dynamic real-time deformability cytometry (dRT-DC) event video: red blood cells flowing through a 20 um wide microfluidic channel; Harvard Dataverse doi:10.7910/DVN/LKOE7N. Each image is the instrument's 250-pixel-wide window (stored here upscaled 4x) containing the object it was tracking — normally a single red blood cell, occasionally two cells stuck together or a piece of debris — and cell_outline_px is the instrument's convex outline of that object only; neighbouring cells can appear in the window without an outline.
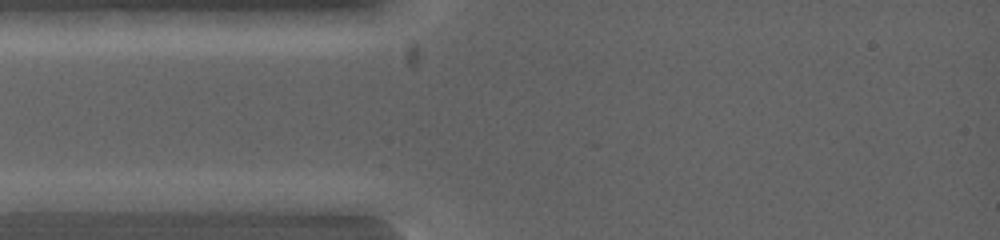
{"species": "common noctule bat (a hibernating species)", "species_latin": "Nyctalus noctula", "temperature_condition": "warm", "stored_images_in_passage": 5, "camera_frame_rate_fps": 5000, "um_per_image_px": 0.085, "animal": {"sex": "female", "body_mass_g": 19.0, "forearm_length_mm": 53.3}, "frame": {"image": 1, "passage_image": 2, "time_ms": 0.4, "image_size_px": [1000, 240], "cell_outline_px": [[120, 200], [96, 212], [16, 212], [16, 200], [88, 192], [108, 192]], "centroid_in_image_um": [5.75, 17.26], "position_along_channel_um": 79.3, "area_um2": 11.56}}